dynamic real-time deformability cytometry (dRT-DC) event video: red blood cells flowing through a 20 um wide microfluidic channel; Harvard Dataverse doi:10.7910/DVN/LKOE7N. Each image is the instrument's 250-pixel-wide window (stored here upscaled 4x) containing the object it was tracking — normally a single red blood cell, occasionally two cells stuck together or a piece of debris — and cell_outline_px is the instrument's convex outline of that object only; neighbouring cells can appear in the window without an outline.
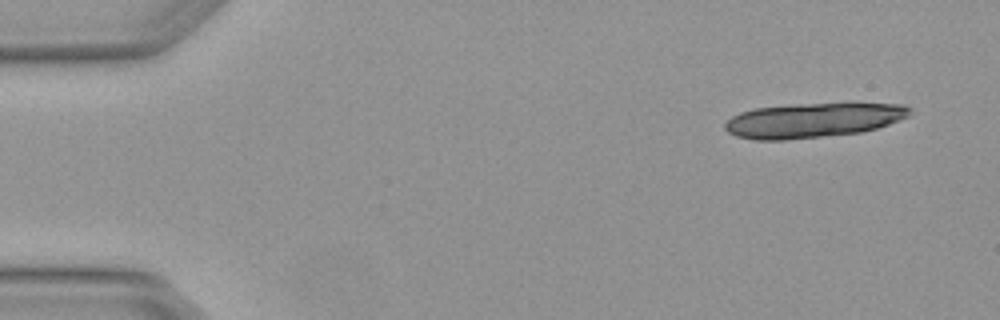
{"species": "Egyptian fruit bat (a non-hibernating species)", "species_latin": "Rousettus aegyptiacus", "temperature_condition": "warm", "stored_images_in_passage": 5, "camera_frame_rate_fps": 3000, "um_per_image_px": 0.085, "animal": {"sex": "female"}, "frame": {"image": 1, "passage_image": 1, "time_ms": 0.0, "image_size_px": [1000, 320], "cell_outline_px": [[912, 112], [908, 116], [900, 120], [876, 128], [860, 132], [784, 140], [756, 140], [736, 136], [728, 132], [724, 128], [724, 124], [732, 116], [740, 112], [756, 108], [796, 104], [848, 100], [852, 100], [904, 104], [912, 108]], "centroid_in_image_um": [69.22, 10.16], "position_along_channel_um": 15.8, "area_um2": 38.55}}